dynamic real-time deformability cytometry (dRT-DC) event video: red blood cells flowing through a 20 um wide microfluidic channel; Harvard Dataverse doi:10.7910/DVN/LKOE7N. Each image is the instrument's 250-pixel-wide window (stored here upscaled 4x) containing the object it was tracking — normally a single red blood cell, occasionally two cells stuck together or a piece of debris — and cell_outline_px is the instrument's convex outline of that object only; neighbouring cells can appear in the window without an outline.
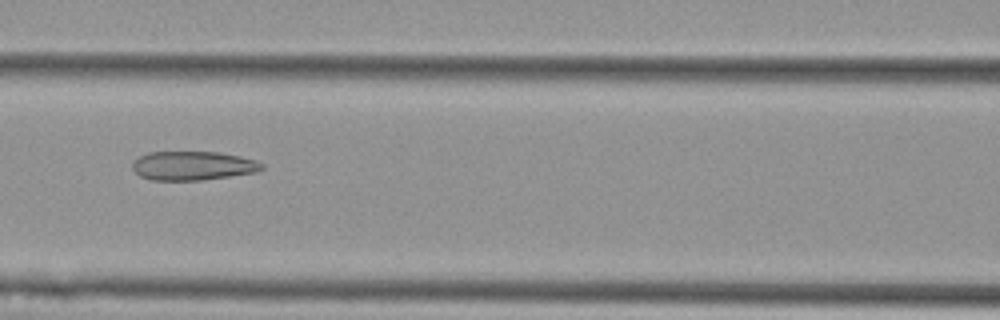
{"species": "Egyptian fruit bat (a non-hibernating species)", "species_latin": "Rousettus aegyptiacus", "temperature_condition": "cold", "stored_images_in_passage": 8, "camera_frame_rate_fps": 3000, "um_per_image_px": 0.085, "animal": {"sex": "female"}, "frame": {"image": 1, "passage_image": 7, "time_ms": 2.0, "image_size_px": [1000, 320], "cell_outline_px": [[264, 168], [256, 172], [200, 180], [148, 180], [140, 176], [132, 168], [132, 164], [140, 156], [148, 152], [220, 152], [240, 156], [256, 160], [264, 164]], "centroid_in_image_um": [16.4, 14.08], "position_along_channel_um": 150.2, "area_um2": 21.79}}
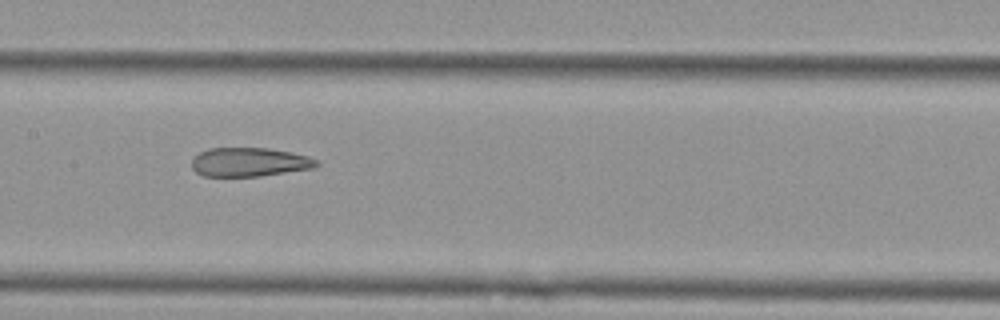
{"frame": {"image": 2, "passage_image": 8, "time_ms": 2.333, "image_size_px": [1000, 320], "cell_outline_px": [[320, 164], [312, 168], [260, 176], [204, 176], [196, 172], [192, 168], [192, 160], [200, 152], [208, 148], [268, 148], [292, 152], [308, 156], [316, 160]], "centroid_in_image_um": [21.19, 13.77], "position_along_channel_um": 186.2, "area_um2": 20.92}}